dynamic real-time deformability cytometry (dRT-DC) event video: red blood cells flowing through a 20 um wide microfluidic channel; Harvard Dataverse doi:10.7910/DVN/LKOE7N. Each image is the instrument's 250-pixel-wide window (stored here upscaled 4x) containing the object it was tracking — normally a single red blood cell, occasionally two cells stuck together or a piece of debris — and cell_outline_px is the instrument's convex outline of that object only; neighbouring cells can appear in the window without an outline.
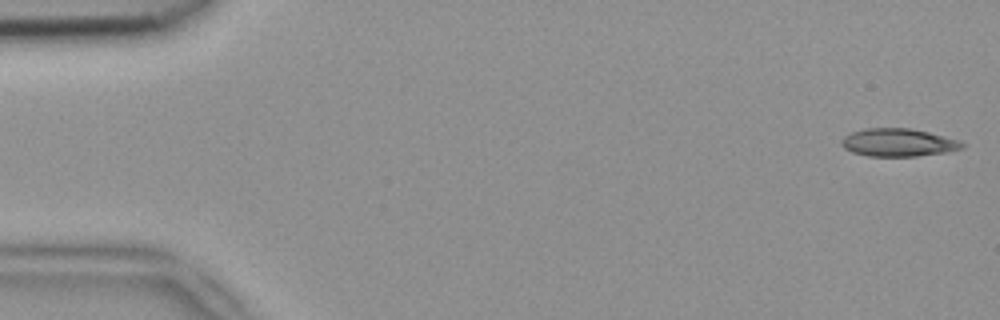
{"species": "common noctule bat (a hibernating species)", "species_latin": "Nyctalus noctula", "temperature_condition": "room temperature", "stored_images_in_passage": 51, "camera_frame_rate_fps": 3000, "um_per_image_px": 0.085, "animal": {"sex": "female", "body_mass_g": 18.4}, "frame": {"image": 1, "passage_image": 1, "time_ms": 0.0, "image_size_px": [1000, 320], "cell_outline_px": [[968, 144], [964, 148], [948, 152], [916, 156], [868, 156], [852, 152], [844, 148], [840, 144], [840, 140], [844, 136], [852, 132], [864, 128], [912, 128], [960, 140]], "centroid_in_image_um": [76.38, 12.11], "position_along_channel_um": 8.6, "area_um2": 19.88}}
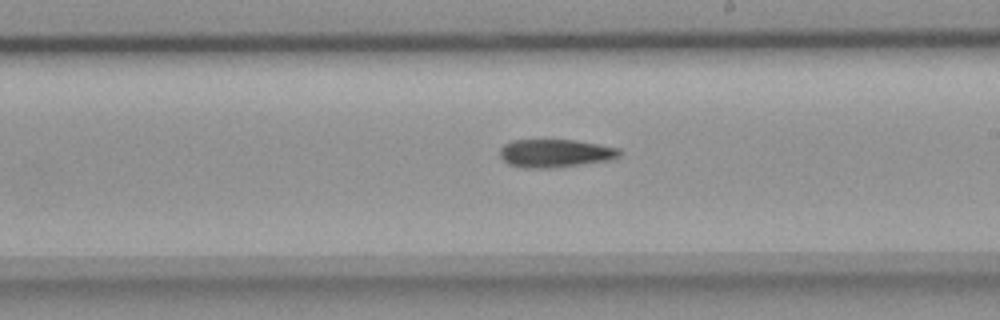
{"frame": {"image": 2, "passage_image": 29, "time_ms": 9.333, "image_size_px": [1000, 320], "cell_outline_px": [[620, 156], [608, 160], [552, 168], [524, 168], [508, 164], [500, 156], [500, 148], [504, 144], [512, 140], [576, 140], [620, 148]], "centroid_in_image_um": [47.17, 13.02], "position_along_channel_um": 241.8, "area_um2": 19.54}}
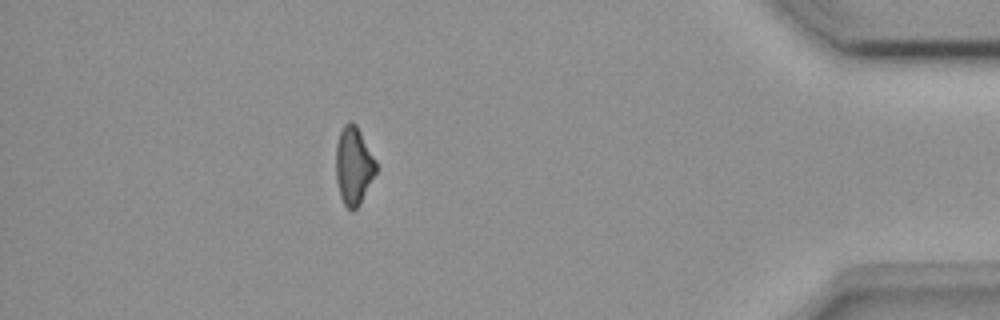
{"frame": {"image": 3, "passage_image": 45, "time_ms": 14.667, "image_size_px": [1000, 320], "cell_outline_px": [[376, 172], [360, 204], [352, 212], [344, 204], [340, 196], [336, 180], [336, 144], [340, 132], [344, 124], [348, 120], [352, 120], [356, 124], [376, 160]], "centroid_in_image_um": [30.05, 14.07], "position_along_channel_um": 405.2, "area_um2": 18.26}, "authors_computed_cell_mechanics": {"area_um2": 19.7098, "velocity_mm_per_s": 3.9489, "shape_relaxation_time_tau1_ms": 11.3822, "shape_relaxation_time_tau2_ms": null, "deformation_change_tau1": 0.2282, "deformation_change_tau2": null}}